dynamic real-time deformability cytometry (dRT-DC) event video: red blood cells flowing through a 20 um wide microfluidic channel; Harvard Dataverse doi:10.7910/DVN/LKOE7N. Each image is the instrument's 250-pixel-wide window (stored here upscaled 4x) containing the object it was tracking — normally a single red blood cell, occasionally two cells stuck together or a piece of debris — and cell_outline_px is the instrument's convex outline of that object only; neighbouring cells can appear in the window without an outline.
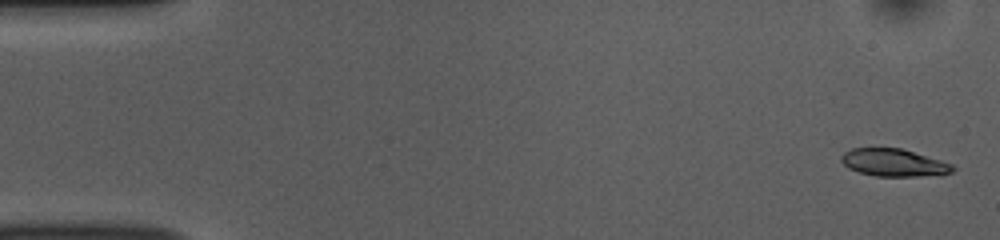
{"species": "common noctule bat (a hibernating species)", "species_latin": "Nyctalus noctula", "temperature_condition": "room temperature", "stored_images_in_passage": 53, "camera_frame_rate_fps": 3000, "um_per_image_px": 0.085, "animal": {"sex": "female", "body_mass_g": 10.0, "forearm_length_mm": 53.1}, "frame": {"image": 1, "passage_image": 2, "time_ms": 0.333, "image_size_px": [1000, 240], "cell_outline_px": [[956, 168], [952, 172], [920, 176], [876, 176], [860, 172], [848, 168], [840, 160], [840, 156], [844, 152], [852, 148], [900, 148], [940, 160], [952, 164]], "centroid_in_image_um": [75.93, 13.82], "position_along_channel_um": 9.1, "area_um2": 17.63}}
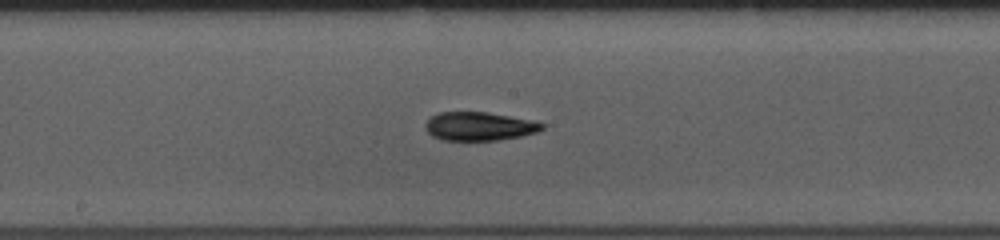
{"frame": {"image": 2, "passage_image": 28, "time_ms": 9.0, "image_size_px": [1000, 240], "cell_outline_px": [[544, 128], [536, 132], [520, 136], [496, 140], [444, 140], [432, 136], [424, 128], [424, 124], [436, 112], [488, 112], [532, 120], [544, 124]], "centroid_in_image_um": [40.7, 10.73], "position_along_channel_um": 207.5, "area_um2": 19.36}}
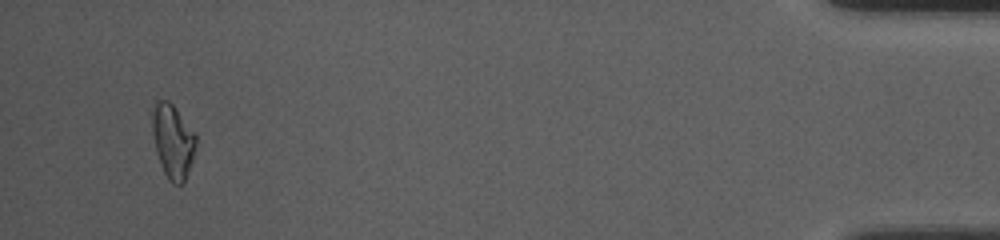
{"frame": {"image": 3, "passage_image": 51, "time_ms": 16.667, "image_size_px": [1000, 240], "cell_outline_px": [[196, 144], [192, 160], [184, 180], [180, 184], [172, 184], [168, 180], [164, 172], [156, 152], [152, 132], [152, 112], [156, 96], [168, 100], [172, 104], [196, 136]], "centroid_in_image_um": [14.65, 11.96], "position_along_channel_um": 420.6, "area_um2": 18.67}, "authors_computed_cell_mechanics": {"area_um2": 18.9006, "velocity_mm_per_s": 3.7753, "shape_relaxation_time_tau1_ms": 4.0618, "shape_relaxation_time_tau2_ms": 3.4614, "deformation_change_tau1": 0.1473, "deformation_change_tau2": 0.0993}}